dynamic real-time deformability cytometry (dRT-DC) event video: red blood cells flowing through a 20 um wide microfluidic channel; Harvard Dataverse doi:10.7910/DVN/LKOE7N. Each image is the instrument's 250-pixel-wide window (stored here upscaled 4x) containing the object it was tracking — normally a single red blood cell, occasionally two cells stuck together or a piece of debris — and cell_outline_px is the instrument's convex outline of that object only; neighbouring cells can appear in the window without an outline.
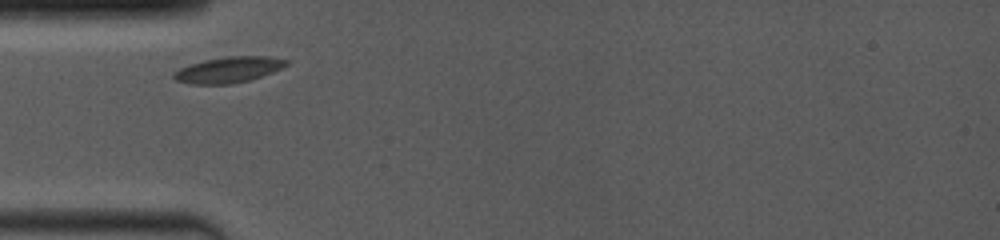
{"species": "common noctule bat (a hibernating species)", "species_latin": "Nyctalus noctula", "temperature_condition": "room temperature", "stored_images_in_passage": 9, "camera_frame_rate_fps": 4000, "um_per_image_px": 0.085, "animal": {"sex": "female", "body_mass_g": 19.0, "forearm_length_mm": 53.3}, "frame": {"image": 1, "passage_image": 1, "time_ms": 0.0, "image_size_px": [1000, 240], "cell_outline_px": [[288, 64], [272, 72], [248, 80], [232, 84], [188, 84], [176, 80], [172, 76], [180, 68], [204, 60], [228, 56], [268, 56], [288, 60]], "centroid_in_image_um": [19.42, 5.93], "position_along_channel_um": 65.6, "area_um2": 16.7}}
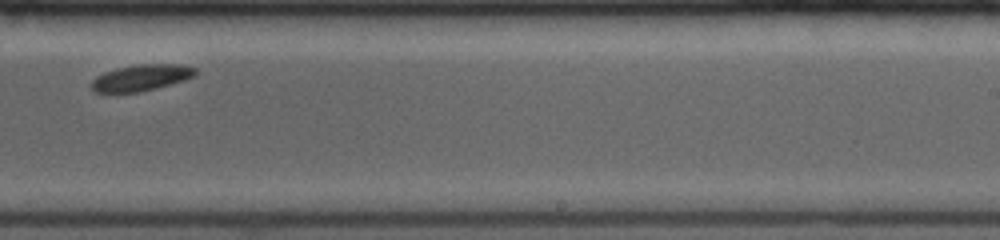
{"frame": {"image": 2, "passage_image": 6, "time_ms": 5.5, "image_size_px": [1000, 240], "cell_outline_px": [[196, 72], [192, 76], [184, 80], [140, 92], [92, 92], [92, 80], [96, 76], [104, 72], [116, 68], [136, 64], [180, 64], [196, 68]], "centroid_in_image_um": [11.97, 6.59], "position_along_channel_um": 277.0, "area_um2": 15.78}}
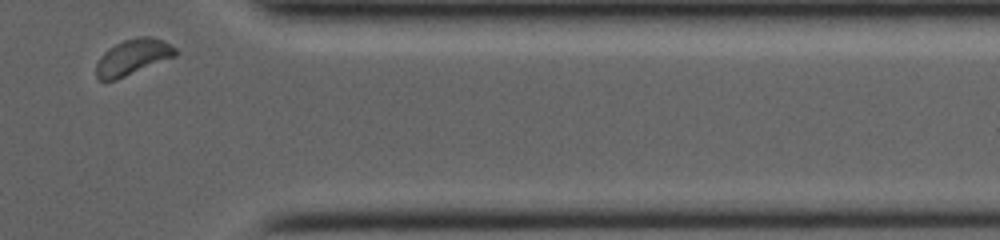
{"frame": {"image": 3, "passage_image": 9, "time_ms": 8.75, "image_size_px": [1000, 240], "cell_outline_px": [[176, 56], [116, 80], [100, 80], [96, 76], [96, 64], [100, 56], [104, 52], [116, 44], [124, 40], [136, 36], [152, 36], [176, 48]], "centroid_in_image_um": [11.27, 4.85], "position_along_channel_um": 400.1, "area_um2": 16.36}}